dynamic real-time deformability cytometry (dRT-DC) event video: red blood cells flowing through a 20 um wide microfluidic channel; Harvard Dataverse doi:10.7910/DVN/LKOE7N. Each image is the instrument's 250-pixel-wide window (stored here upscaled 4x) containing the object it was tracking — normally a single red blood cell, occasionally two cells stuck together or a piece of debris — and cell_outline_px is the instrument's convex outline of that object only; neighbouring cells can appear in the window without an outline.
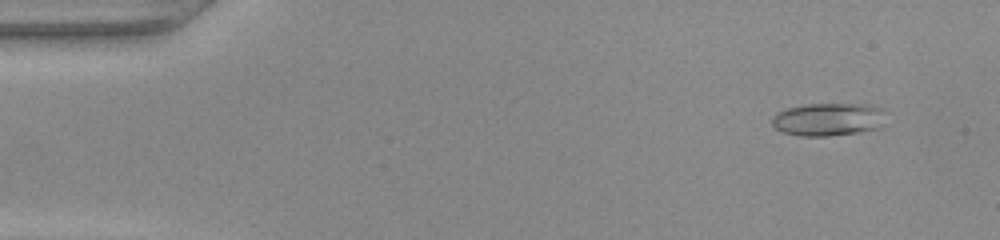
{"species": "common noctule bat (a hibernating species)", "species_latin": "Nyctalus noctula", "temperature_condition": "warm", "stored_images_in_passage": 49, "camera_frame_rate_fps": 3000, "um_per_image_px": 0.085, "animal": {"sex": "female", "body_mass_g": 22.0, "forearm_length_mm": 56.7}, "frame": {"image": 1, "passage_image": 4, "time_ms": 1.0, "image_size_px": [1000, 240], "cell_outline_px": [[884, 108], [880, 128], [860, 132], [828, 136], [800, 136], [784, 132], [776, 128], [772, 124], [772, 116], [776, 112], [788, 108], [804, 104], [868, 104]], "centroid_in_image_um": [70.39, 10.14], "position_along_channel_um": 14.6, "area_um2": 21.91}}
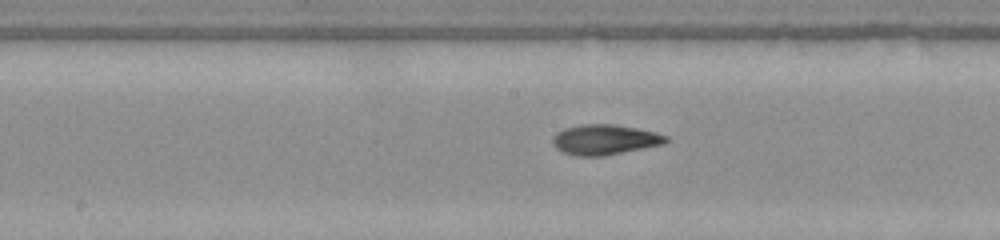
{"frame": {"image": 2, "passage_image": 25, "time_ms": 8.0, "image_size_px": [1000, 240], "cell_outline_px": [[668, 140], [664, 144], [604, 156], [576, 156], [564, 152], [556, 148], [552, 144], [552, 136], [556, 132], [564, 128], [580, 124], [612, 124], [636, 128], [668, 136]], "centroid_in_image_um": [51.36, 11.87], "position_along_channel_um": 196.8, "area_um2": 19.94}}
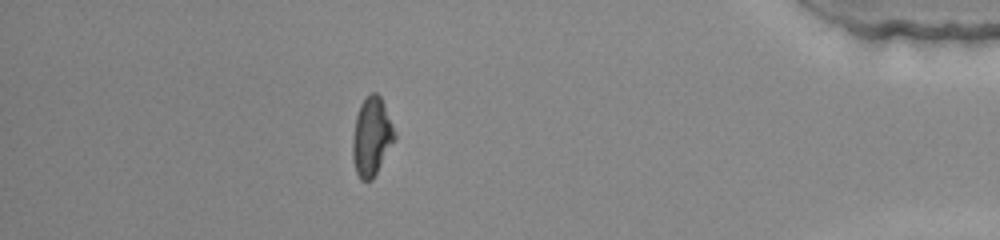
{"frame": {"image": 3, "passage_image": 43, "time_ms": 14.0, "image_size_px": [1000, 240], "cell_outline_px": [[396, 136], [372, 180], [360, 180], [356, 172], [352, 156], [352, 140], [356, 116], [360, 104], [372, 92], [376, 92], [380, 96], [384, 104], [396, 132]], "centroid_in_image_um": [31.57, 11.61], "position_along_channel_um": 403.6, "area_um2": 18.96}}